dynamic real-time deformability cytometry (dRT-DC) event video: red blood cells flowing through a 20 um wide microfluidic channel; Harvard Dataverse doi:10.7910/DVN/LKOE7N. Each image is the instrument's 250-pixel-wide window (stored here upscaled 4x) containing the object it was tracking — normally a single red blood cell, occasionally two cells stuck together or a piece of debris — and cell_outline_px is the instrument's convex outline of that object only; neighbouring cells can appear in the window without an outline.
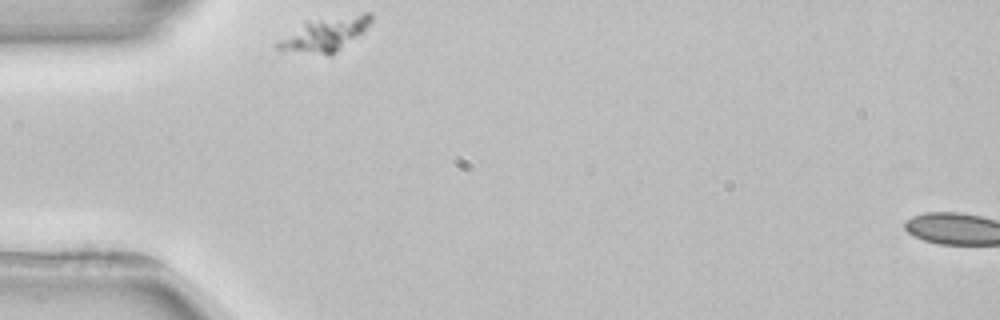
{"species": "common noctule bat (a hibernating species)", "species_latin": "Nyctalus noctula", "temperature_condition": "room temperature", "stored_images_in_passage": 2, "segment_of_instrument_passage": [1, 2], "camera_frame_rate_fps": 3000, "um_per_image_px": 0.085, "animal": {"sex": "female", "body_mass_g": 22.7, "forearm_length_mm": 54.2}, "frame": {"image": 1, "passage_image": 1, "time_ms": 0.0, "image_size_px": [1000, 320], "cell_outline_px": [[372, 20], [364, 32], [332, 56], [328, 56], [276, 48], [276, 44], [280, 40], [304, 24], [320, 20], [364, 12], [372, 12]], "centroid_in_image_um": [27.76, 2.94], "position_along_channel_um": 57.2, "area_um2": 17.74}}